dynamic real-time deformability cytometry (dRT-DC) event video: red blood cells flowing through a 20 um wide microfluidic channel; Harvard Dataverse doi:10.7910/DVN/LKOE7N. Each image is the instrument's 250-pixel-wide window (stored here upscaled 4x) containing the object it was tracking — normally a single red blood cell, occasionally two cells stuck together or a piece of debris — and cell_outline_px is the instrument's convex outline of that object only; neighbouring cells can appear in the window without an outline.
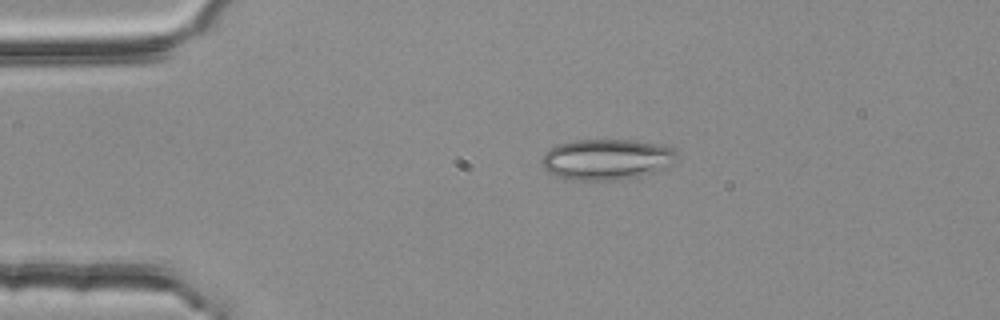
{"species": "common noctule bat (a hibernating species)", "species_latin": "Nyctalus noctula", "temperature_condition": "room temperature", "stored_images_in_passage": 2, "camera_frame_rate_fps": 3000, "um_per_image_px": 0.085, "animal": {"sex": "female", "body_mass_g": 25.1}, "frame": {"image": 1, "passage_image": 1, "time_ms": 0.0, "image_size_px": [1000, 320], "cell_outline_px": [[680, 152], [676, 160], [668, 168], [660, 172], [620, 180], [572, 180], [556, 176], [548, 172], [544, 168], [540, 160], [544, 152], [556, 144], [576, 140], [632, 140], [664, 144]], "centroid_in_image_um": [51.62, 13.55], "position_along_channel_um": 33.4, "area_um2": 32.95}}